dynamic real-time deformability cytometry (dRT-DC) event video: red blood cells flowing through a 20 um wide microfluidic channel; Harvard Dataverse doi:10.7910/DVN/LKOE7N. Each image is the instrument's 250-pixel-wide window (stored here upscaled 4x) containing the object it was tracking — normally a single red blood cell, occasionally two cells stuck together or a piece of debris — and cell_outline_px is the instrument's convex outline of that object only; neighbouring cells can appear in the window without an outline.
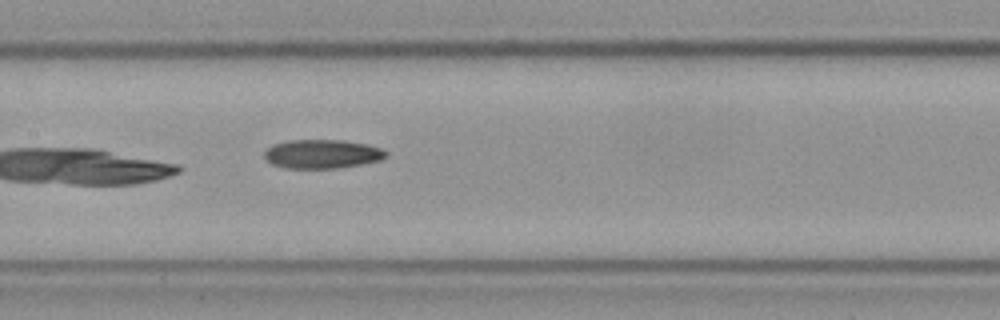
{"species": "Egyptian fruit bat (a non-hibernating species)", "species_latin": "Rousettus aegyptiacus", "temperature_condition": "cold", "stored_images_in_passage": 5, "segment_of_instrument_passage": [1, 2], "camera_frame_rate_fps": 3000, "um_per_image_px": 0.085, "frame": {"image": 1, "passage_image": 4, "time_ms": 1.0, "image_size_px": [1000, 320], "cell_outline_px": [[388, 156], [380, 160], [360, 164], [336, 168], [284, 168], [272, 164], [264, 160], [264, 152], [272, 144], [288, 140], [344, 140], [368, 144], [380, 148], [388, 152]], "centroid_in_image_um": [27.36, 13.08], "position_along_channel_um": 180.0, "area_um2": 20.63}}